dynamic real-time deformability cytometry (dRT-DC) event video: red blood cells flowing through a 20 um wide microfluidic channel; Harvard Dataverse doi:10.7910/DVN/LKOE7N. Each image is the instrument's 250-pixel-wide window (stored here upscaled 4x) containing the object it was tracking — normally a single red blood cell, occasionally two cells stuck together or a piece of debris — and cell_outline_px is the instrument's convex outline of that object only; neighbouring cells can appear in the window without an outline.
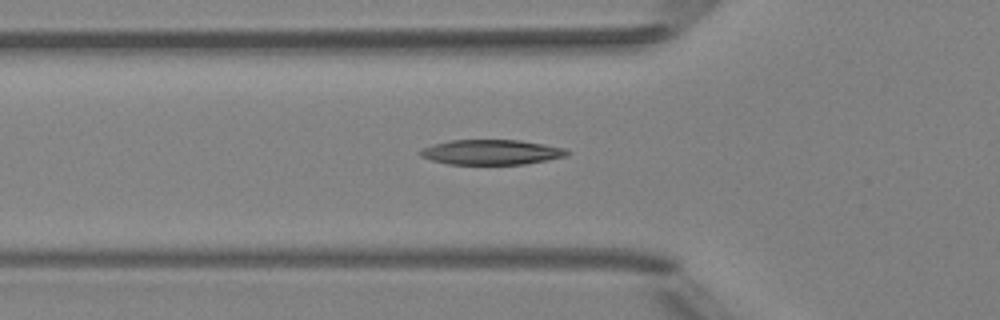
{"species": "Egyptian fruit bat (a non-hibernating species)", "species_latin": "Rousettus aegyptiacus", "temperature_condition": "room temperature", "stored_images_in_passage": 7, "camera_frame_rate_fps": 3000, "um_per_image_px": 0.085, "animal": {"sex": "female"}, "frame": {"image": 1, "passage_image": 7, "time_ms": 8.0, "image_size_px": [1000, 320], "cell_outline_px": [[572, 152], [568, 156], [548, 160], [524, 164], [448, 164], [432, 160], [420, 156], [416, 152], [432, 144], [448, 140], [520, 140], [544, 144], [564, 148]], "centroid_in_image_um": [41.77, 12.93], "position_along_channel_um": 84.0, "area_um2": 21.56}}